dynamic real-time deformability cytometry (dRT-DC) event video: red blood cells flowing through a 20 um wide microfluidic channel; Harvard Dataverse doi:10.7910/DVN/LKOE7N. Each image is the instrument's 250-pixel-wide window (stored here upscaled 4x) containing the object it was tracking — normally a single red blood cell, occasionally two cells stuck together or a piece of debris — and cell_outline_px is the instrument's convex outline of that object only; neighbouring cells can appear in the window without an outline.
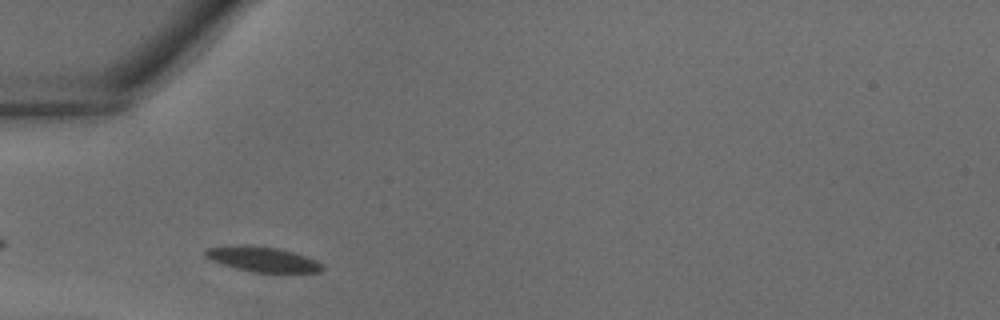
{"species": "common noctule bat (a hibernating species)", "species_latin": "Nyctalus noctula", "temperature_condition": "warm", "stored_images_in_passage": 23, "camera_frame_rate_fps": 3000, "um_per_image_px": 0.085, "animal": {"sex": "male", "body_mass_g": 18.8}, "frame": {"image": 1, "passage_image": 2, "time_ms": 0.333, "image_size_px": [1000, 320], "cell_outline_px": [[324, 268], [320, 272], [252, 272], [236, 268], [212, 260], [204, 256], [204, 248], [240, 244], [248, 244], [276, 248], [292, 252], [316, 260], [324, 264]], "centroid_in_image_um": [22.29, 22.02], "position_along_channel_um": 62.7, "area_um2": 17.05}}
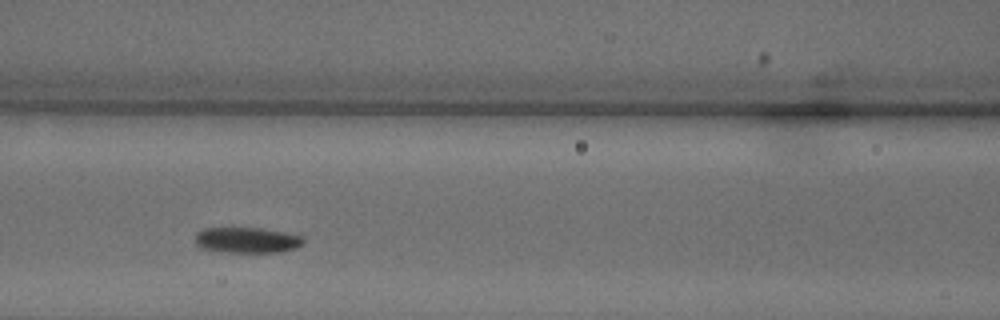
{"frame": {"image": 2, "passage_image": 7, "time_ms": 2.0, "image_size_px": [1000, 320], "cell_outline_px": [[304, 244], [296, 248], [280, 252], [224, 252], [200, 248], [196, 244], [196, 232], [204, 228], [260, 228], [304, 236]], "centroid_in_image_um": [21.0, 20.41], "position_along_channel_um": 145.6, "area_um2": 16.24}}
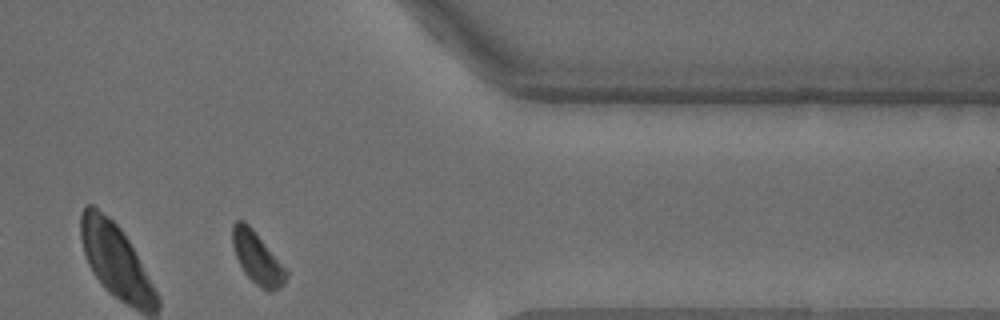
{"frame": {"image": 3, "passage_image": 22, "time_ms": 7.0, "image_size_px": [1000, 320], "cell_outline_px": [[288, 276], [284, 284], [280, 288], [272, 292], [268, 292], [256, 284], [244, 272], [236, 256], [232, 244], [232, 224], [236, 220], [244, 220], [252, 228], [288, 268]], "centroid_in_image_um": [21.91, 21.93], "position_along_channel_um": 389.5, "area_um2": 16.53}}